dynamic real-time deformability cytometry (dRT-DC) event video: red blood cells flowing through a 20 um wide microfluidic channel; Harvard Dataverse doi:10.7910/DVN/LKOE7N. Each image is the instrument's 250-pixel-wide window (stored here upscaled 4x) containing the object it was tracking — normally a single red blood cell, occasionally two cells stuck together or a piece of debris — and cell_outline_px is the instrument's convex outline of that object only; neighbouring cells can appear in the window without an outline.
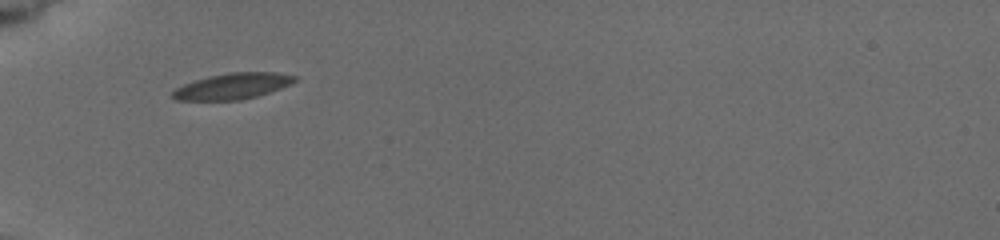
{"species": "common noctule bat (a hibernating species)", "species_latin": "Nyctalus noctula", "temperature_condition": "cold", "stored_images_in_passage": 18, "camera_frame_rate_fps": 3000, "um_per_image_px": 0.085, "animal": {"sex": "female", "body_mass_g": 19.5, "forearm_length_mm": 54.1}, "frame": {"image": 1, "passage_image": 1, "time_ms": 0.0, "image_size_px": [1000, 240], "cell_outline_px": [[296, 80], [292, 84], [256, 96], [240, 100], [176, 100], [172, 96], [172, 92], [176, 88], [184, 84], [208, 76], [228, 72], [276, 72], [296, 76]], "centroid_in_image_um": [19.78, 7.31], "position_along_channel_um": 65.2, "area_um2": 18.38}}
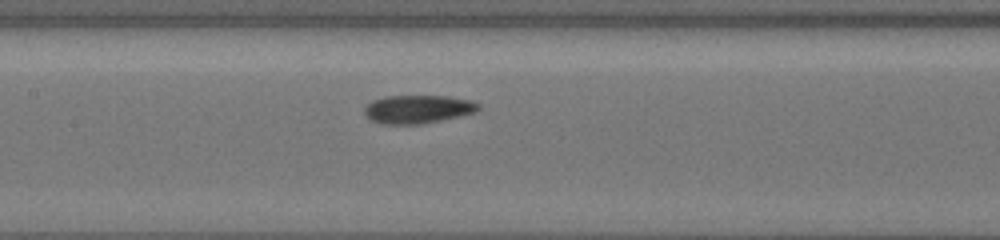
{"frame": {"image": 2, "passage_image": 10, "time_ms": 3.0, "image_size_px": [1000, 240], "cell_outline_px": [[480, 108], [476, 112], [460, 116], [420, 124], [380, 124], [364, 116], [364, 108], [372, 100], [384, 96], [448, 96], [472, 100], [480, 104]], "centroid_in_image_um": [35.51, 9.28], "position_along_channel_um": 171.9, "area_um2": 18.96}}
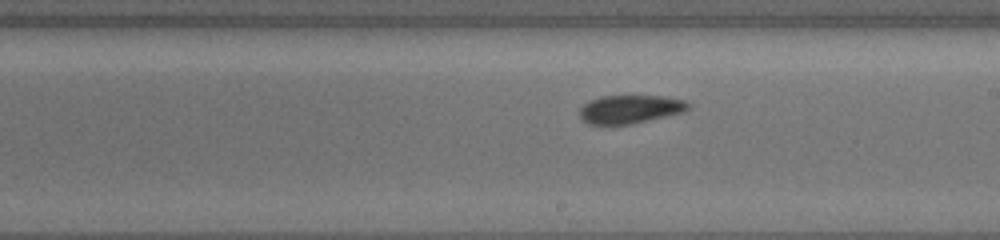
{"frame": {"image": 3, "passage_image": 16, "time_ms": 4.667, "image_size_px": [1000, 240], "cell_outline_px": [[692, 104], [684, 112], [648, 120], [628, 124], [588, 124], [580, 116], [580, 108], [588, 100], [600, 96], [664, 96], [684, 100]], "centroid_in_image_um": [53.56, 9.27], "position_along_channel_um": 235.4, "area_um2": 17.86}}